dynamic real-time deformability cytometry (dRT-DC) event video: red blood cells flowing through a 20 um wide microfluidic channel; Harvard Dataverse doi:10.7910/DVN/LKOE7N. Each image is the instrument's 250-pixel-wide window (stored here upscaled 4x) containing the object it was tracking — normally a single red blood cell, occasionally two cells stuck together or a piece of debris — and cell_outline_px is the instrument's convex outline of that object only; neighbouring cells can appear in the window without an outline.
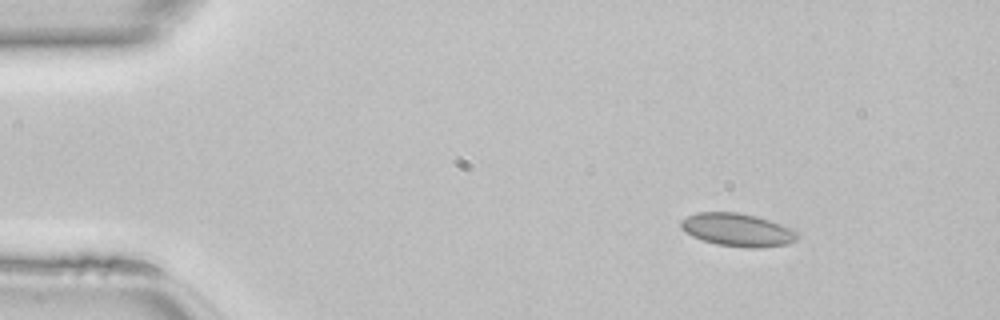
{"species": "common noctule bat (a hibernating species)", "species_latin": "Nyctalus noctula", "temperature_condition": "room temperature", "stored_images_in_passage": 42, "camera_frame_rate_fps": 3000, "um_per_image_px": 0.085, "animal": {"sex": "female", "body_mass_g": 22.7, "forearm_length_mm": 54.2}, "frame": {"image": 1, "passage_image": 1, "time_ms": 0.0, "image_size_px": [1000, 320], "cell_outline_px": [[800, 236], [796, 240], [788, 244], [756, 248], [748, 248], [716, 244], [692, 236], [680, 228], [680, 220], [696, 212], [736, 212], [756, 216], [792, 228]], "centroid_in_image_um": [62.68, 19.54], "position_along_channel_um": 22.3, "area_um2": 22.37}}
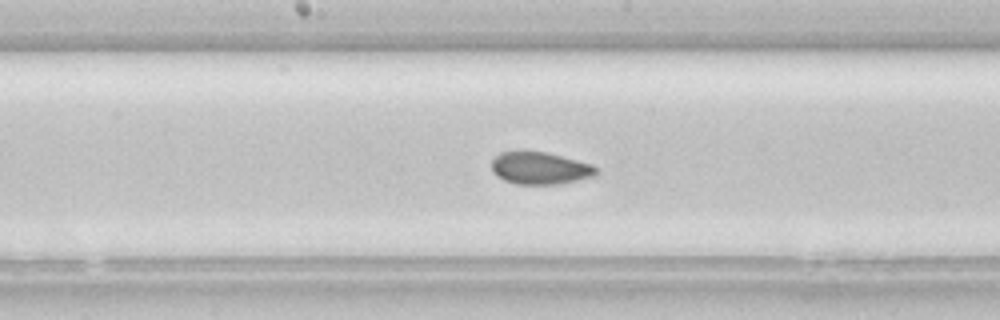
{"frame": {"image": 2, "passage_image": 19, "time_ms": 6.0, "image_size_px": [1000, 320], "cell_outline_px": [[596, 172], [592, 176], [560, 184], [516, 184], [504, 180], [496, 176], [492, 172], [492, 160], [500, 152], [548, 152], [592, 164], [596, 168]], "centroid_in_image_um": [45.87, 14.3], "position_along_channel_um": 202.3, "area_um2": 19.48}}
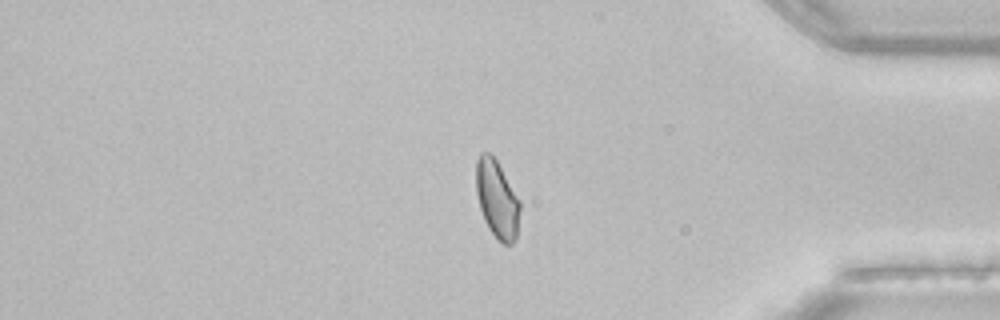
{"frame": {"image": 3, "passage_image": 34, "time_ms": 11.0, "image_size_px": [1000, 320], "cell_outline_px": [[520, 208], [516, 240], [512, 244], [504, 244], [488, 228], [484, 220], [480, 208], [476, 192], [476, 160], [480, 152], [492, 152], [520, 200]], "centroid_in_image_um": [42.24, 16.89], "position_along_channel_um": 393.0, "area_um2": 20.0}}